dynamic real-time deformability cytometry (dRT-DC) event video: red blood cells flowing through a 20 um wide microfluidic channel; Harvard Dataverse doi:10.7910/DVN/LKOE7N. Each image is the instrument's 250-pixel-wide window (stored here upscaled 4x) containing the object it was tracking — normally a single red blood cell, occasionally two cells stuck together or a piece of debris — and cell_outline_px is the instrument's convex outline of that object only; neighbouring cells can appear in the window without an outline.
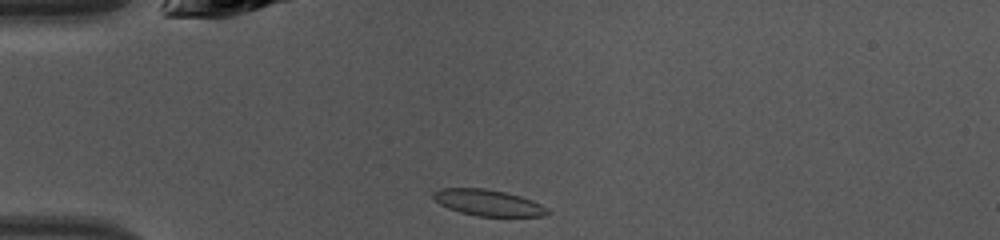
{"species": "common noctule bat (a hibernating species)", "species_latin": "Nyctalus noctula", "temperature_condition": "warm", "stored_images_in_passage": 35, "camera_frame_rate_fps": 3000, "um_per_image_px": 0.085, "animal": {"sex": "female", "body_mass_g": 10.0, "forearm_length_mm": 53.1}, "frame": {"image": 1, "passage_image": 1, "time_ms": 0.0, "image_size_px": [1000, 240], "cell_outline_px": [[552, 212], [548, 216], [476, 216], [460, 212], [448, 208], [440, 204], [432, 196], [432, 192], [440, 188], [484, 188], [504, 192], [520, 196], [532, 200], [548, 208]], "centroid_in_image_um": [41.51, 17.23], "position_along_channel_um": 43.5, "area_um2": 17.51}}
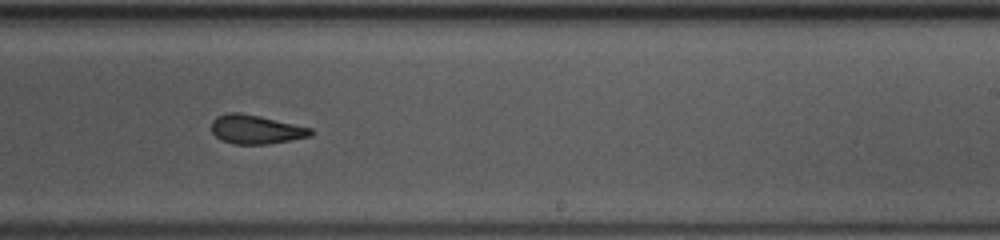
{"frame": {"image": 2, "passage_image": 18, "time_ms": 5.667, "image_size_px": [1000, 240], "cell_outline_px": [[312, 136], [292, 140], [268, 144], [232, 144], [220, 140], [212, 132], [212, 120], [216, 116], [228, 112], [240, 112], [260, 116], [312, 128]], "centroid_in_image_um": [21.73, 11.0], "position_along_channel_um": 267.3, "area_um2": 16.88}}
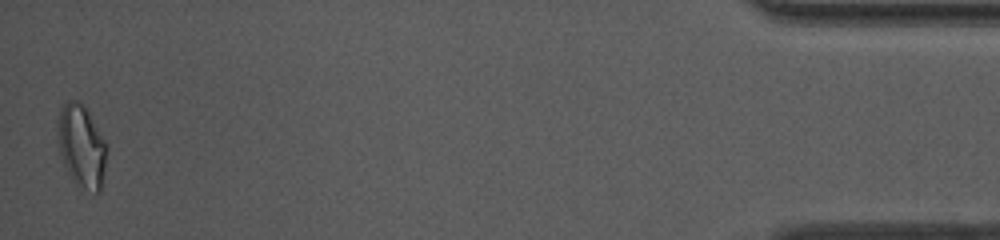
{"frame": {"image": 3, "passage_image": 35, "time_ms": 11.333, "image_size_px": [1000, 240], "cell_outline_px": [[108, 148], [100, 192], [80, 192], [72, 180], [64, 164], [60, 152], [56, 124], [60, 108], [68, 100], [80, 100], [84, 104], [108, 144]], "centroid_in_image_um": [6.94, 12.44], "position_along_channel_um": 428.3, "area_um2": 24.33}, "authors_computed_cell_mechanics": {"area_um2": 17.2244, "velocity_mm_per_s": 4.3163, "shape_relaxation_time_tau1_ms": 11.382, "shape_relaxation_time_tau2_ms": 2.78, "deformation_change_tau1": 0.2844, "deformation_change_tau2": 0.1077}}